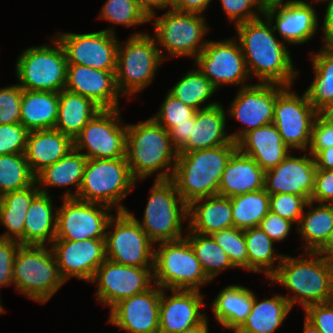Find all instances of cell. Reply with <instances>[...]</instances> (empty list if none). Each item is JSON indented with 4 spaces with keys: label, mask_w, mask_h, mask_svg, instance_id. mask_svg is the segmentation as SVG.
Listing matches in <instances>:
<instances>
[{
    "label": "cell",
    "mask_w": 333,
    "mask_h": 333,
    "mask_svg": "<svg viewBox=\"0 0 333 333\" xmlns=\"http://www.w3.org/2000/svg\"><path fill=\"white\" fill-rule=\"evenodd\" d=\"M208 317L199 325L192 327L190 329H187L183 332L180 333H208L209 332V328H208Z\"/></svg>",
    "instance_id": "obj_65"
},
{
    "label": "cell",
    "mask_w": 333,
    "mask_h": 333,
    "mask_svg": "<svg viewBox=\"0 0 333 333\" xmlns=\"http://www.w3.org/2000/svg\"><path fill=\"white\" fill-rule=\"evenodd\" d=\"M100 110L91 99L63 89L59 93L58 118L54 128L74 140Z\"/></svg>",
    "instance_id": "obj_35"
},
{
    "label": "cell",
    "mask_w": 333,
    "mask_h": 333,
    "mask_svg": "<svg viewBox=\"0 0 333 333\" xmlns=\"http://www.w3.org/2000/svg\"><path fill=\"white\" fill-rule=\"evenodd\" d=\"M211 0H172V8L181 12L202 14L210 5Z\"/></svg>",
    "instance_id": "obj_58"
},
{
    "label": "cell",
    "mask_w": 333,
    "mask_h": 333,
    "mask_svg": "<svg viewBox=\"0 0 333 333\" xmlns=\"http://www.w3.org/2000/svg\"><path fill=\"white\" fill-rule=\"evenodd\" d=\"M177 156L169 132L152 117L127 124L126 160L136 181L159 171L155 180L171 179Z\"/></svg>",
    "instance_id": "obj_3"
},
{
    "label": "cell",
    "mask_w": 333,
    "mask_h": 333,
    "mask_svg": "<svg viewBox=\"0 0 333 333\" xmlns=\"http://www.w3.org/2000/svg\"><path fill=\"white\" fill-rule=\"evenodd\" d=\"M150 33L136 32L117 47L116 84L121 96L133 97L153 82L166 55Z\"/></svg>",
    "instance_id": "obj_5"
},
{
    "label": "cell",
    "mask_w": 333,
    "mask_h": 333,
    "mask_svg": "<svg viewBox=\"0 0 333 333\" xmlns=\"http://www.w3.org/2000/svg\"><path fill=\"white\" fill-rule=\"evenodd\" d=\"M135 2L148 18L156 14L157 9H165L172 6V0H135Z\"/></svg>",
    "instance_id": "obj_60"
},
{
    "label": "cell",
    "mask_w": 333,
    "mask_h": 333,
    "mask_svg": "<svg viewBox=\"0 0 333 333\" xmlns=\"http://www.w3.org/2000/svg\"><path fill=\"white\" fill-rule=\"evenodd\" d=\"M59 93L22 91L20 123L28 130L53 129L58 118Z\"/></svg>",
    "instance_id": "obj_33"
},
{
    "label": "cell",
    "mask_w": 333,
    "mask_h": 333,
    "mask_svg": "<svg viewBox=\"0 0 333 333\" xmlns=\"http://www.w3.org/2000/svg\"><path fill=\"white\" fill-rule=\"evenodd\" d=\"M136 183L126 157L88 159L76 199L104 204L116 212L128 211L120 202Z\"/></svg>",
    "instance_id": "obj_6"
},
{
    "label": "cell",
    "mask_w": 333,
    "mask_h": 333,
    "mask_svg": "<svg viewBox=\"0 0 333 333\" xmlns=\"http://www.w3.org/2000/svg\"><path fill=\"white\" fill-rule=\"evenodd\" d=\"M40 193L36 181L21 190L0 197V224L6 232L0 238L18 241L23 245V232L27 210L32 200Z\"/></svg>",
    "instance_id": "obj_36"
},
{
    "label": "cell",
    "mask_w": 333,
    "mask_h": 333,
    "mask_svg": "<svg viewBox=\"0 0 333 333\" xmlns=\"http://www.w3.org/2000/svg\"><path fill=\"white\" fill-rule=\"evenodd\" d=\"M50 248L65 281L74 276L90 282L96 270L107 259L105 239L54 240Z\"/></svg>",
    "instance_id": "obj_20"
},
{
    "label": "cell",
    "mask_w": 333,
    "mask_h": 333,
    "mask_svg": "<svg viewBox=\"0 0 333 333\" xmlns=\"http://www.w3.org/2000/svg\"><path fill=\"white\" fill-rule=\"evenodd\" d=\"M21 244L18 241L0 238V288L13 284V265Z\"/></svg>",
    "instance_id": "obj_52"
},
{
    "label": "cell",
    "mask_w": 333,
    "mask_h": 333,
    "mask_svg": "<svg viewBox=\"0 0 333 333\" xmlns=\"http://www.w3.org/2000/svg\"><path fill=\"white\" fill-rule=\"evenodd\" d=\"M253 291L242 285L223 288L212 302V312L218 324L234 332L251 312Z\"/></svg>",
    "instance_id": "obj_34"
},
{
    "label": "cell",
    "mask_w": 333,
    "mask_h": 333,
    "mask_svg": "<svg viewBox=\"0 0 333 333\" xmlns=\"http://www.w3.org/2000/svg\"><path fill=\"white\" fill-rule=\"evenodd\" d=\"M265 171L255 160L237 149L227 162L218 195L232 198L264 189Z\"/></svg>",
    "instance_id": "obj_28"
},
{
    "label": "cell",
    "mask_w": 333,
    "mask_h": 333,
    "mask_svg": "<svg viewBox=\"0 0 333 333\" xmlns=\"http://www.w3.org/2000/svg\"><path fill=\"white\" fill-rule=\"evenodd\" d=\"M294 223L271 211L262 219L259 227L274 241L280 242L289 236Z\"/></svg>",
    "instance_id": "obj_55"
},
{
    "label": "cell",
    "mask_w": 333,
    "mask_h": 333,
    "mask_svg": "<svg viewBox=\"0 0 333 333\" xmlns=\"http://www.w3.org/2000/svg\"><path fill=\"white\" fill-rule=\"evenodd\" d=\"M288 154L277 166L265 171L264 189L269 195L289 193L311 199L317 171L315 158Z\"/></svg>",
    "instance_id": "obj_22"
},
{
    "label": "cell",
    "mask_w": 333,
    "mask_h": 333,
    "mask_svg": "<svg viewBox=\"0 0 333 333\" xmlns=\"http://www.w3.org/2000/svg\"><path fill=\"white\" fill-rule=\"evenodd\" d=\"M62 200L63 204L56 211L54 240L105 239L108 221L113 216L111 207L76 198Z\"/></svg>",
    "instance_id": "obj_15"
},
{
    "label": "cell",
    "mask_w": 333,
    "mask_h": 333,
    "mask_svg": "<svg viewBox=\"0 0 333 333\" xmlns=\"http://www.w3.org/2000/svg\"><path fill=\"white\" fill-rule=\"evenodd\" d=\"M333 147V126L323 121L319 116L315 118L308 153L314 156L319 150Z\"/></svg>",
    "instance_id": "obj_54"
},
{
    "label": "cell",
    "mask_w": 333,
    "mask_h": 333,
    "mask_svg": "<svg viewBox=\"0 0 333 333\" xmlns=\"http://www.w3.org/2000/svg\"><path fill=\"white\" fill-rule=\"evenodd\" d=\"M217 244L227 253L235 268L247 269L248 254L244 230L230 227L211 234Z\"/></svg>",
    "instance_id": "obj_46"
},
{
    "label": "cell",
    "mask_w": 333,
    "mask_h": 333,
    "mask_svg": "<svg viewBox=\"0 0 333 333\" xmlns=\"http://www.w3.org/2000/svg\"><path fill=\"white\" fill-rule=\"evenodd\" d=\"M254 294L250 314L233 333H274L292 309L284 295L278 294L259 301Z\"/></svg>",
    "instance_id": "obj_37"
},
{
    "label": "cell",
    "mask_w": 333,
    "mask_h": 333,
    "mask_svg": "<svg viewBox=\"0 0 333 333\" xmlns=\"http://www.w3.org/2000/svg\"><path fill=\"white\" fill-rule=\"evenodd\" d=\"M73 148V140L55 128L33 130L28 133L24 154L30 170L36 176L45 167L63 158Z\"/></svg>",
    "instance_id": "obj_29"
},
{
    "label": "cell",
    "mask_w": 333,
    "mask_h": 333,
    "mask_svg": "<svg viewBox=\"0 0 333 333\" xmlns=\"http://www.w3.org/2000/svg\"><path fill=\"white\" fill-rule=\"evenodd\" d=\"M51 196L40 192L32 200L26 214L23 245L50 246L54 241L57 220V212L54 211L57 209Z\"/></svg>",
    "instance_id": "obj_32"
},
{
    "label": "cell",
    "mask_w": 333,
    "mask_h": 333,
    "mask_svg": "<svg viewBox=\"0 0 333 333\" xmlns=\"http://www.w3.org/2000/svg\"><path fill=\"white\" fill-rule=\"evenodd\" d=\"M51 44L31 46L16 59L15 74L22 89L58 93L65 89L66 55L55 36Z\"/></svg>",
    "instance_id": "obj_10"
},
{
    "label": "cell",
    "mask_w": 333,
    "mask_h": 333,
    "mask_svg": "<svg viewBox=\"0 0 333 333\" xmlns=\"http://www.w3.org/2000/svg\"><path fill=\"white\" fill-rule=\"evenodd\" d=\"M195 123V115L190 117V122L177 123L172 129H170L169 137L174 148L179 151L189 139L192 130V124Z\"/></svg>",
    "instance_id": "obj_57"
},
{
    "label": "cell",
    "mask_w": 333,
    "mask_h": 333,
    "mask_svg": "<svg viewBox=\"0 0 333 333\" xmlns=\"http://www.w3.org/2000/svg\"><path fill=\"white\" fill-rule=\"evenodd\" d=\"M188 222L192 232L204 235L233 227L231 198L214 195L193 200L188 205Z\"/></svg>",
    "instance_id": "obj_30"
},
{
    "label": "cell",
    "mask_w": 333,
    "mask_h": 333,
    "mask_svg": "<svg viewBox=\"0 0 333 333\" xmlns=\"http://www.w3.org/2000/svg\"><path fill=\"white\" fill-rule=\"evenodd\" d=\"M154 248V284L166 290H196L210 283L200 262L184 237L161 242Z\"/></svg>",
    "instance_id": "obj_9"
},
{
    "label": "cell",
    "mask_w": 333,
    "mask_h": 333,
    "mask_svg": "<svg viewBox=\"0 0 333 333\" xmlns=\"http://www.w3.org/2000/svg\"><path fill=\"white\" fill-rule=\"evenodd\" d=\"M263 16L272 24L274 32L282 37V41L290 45L307 43L320 26L316 10L304 0H293L268 8Z\"/></svg>",
    "instance_id": "obj_23"
},
{
    "label": "cell",
    "mask_w": 333,
    "mask_h": 333,
    "mask_svg": "<svg viewBox=\"0 0 333 333\" xmlns=\"http://www.w3.org/2000/svg\"><path fill=\"white\" fill-rule=\"evenodd\" d=\"M65 283L50 247H19L13 265V285L19 293L38 303H46Z\"/></svg>",
    "instance_id": "obj_7"
},
{
    "label": "cell",
    "mask_w": 333,
    "mask_h": 333,
    "mask_svg": "<svg viewBox=\"0 0 333 333\" xmlns=\"http://www.w3.org/2000/svg\"><path fill=\"white\" fill-rule=\"evenodd\" d=\"M305 318L322 333H333V301L312 304L305 309Z\"/></svg>",
    "instance_id": "obj_53"
},
{
    "label": "cell",
    "mask_w": 333,
    "mask_h": 333,
    "mask_svg": "<svg viewBox=\"0 0 333 333\" xmlns=\"http://www.w3.org/2000/svg\"><path fill=\"white\" fill-rule=\"evenodd\" d=\"M166 291H170L171 295L168 296ZM203 299L201 291L162 289L159 333H180L201 324L207 318L200 310L207 305Z\"/></svg>",
    "instance_id": "obj_24"
},
{
    "label": "cell",
    "mask_w": 333,
    "mask_h": 333,
    "mask_svg": "<svg viewBox=\"0 0 333 333\" xmlns=\"http://www.w3.org/2000/svg\"><path fill=\"white\" fill-rule=\"evenodd\" d=\"M236 38L220 41L208 40L203 51L195 58L196 67L218 90L223 85L249 86L245 58Z\"/></svg>",
    "instance_id": "obj_16"
},
{
    "label": "cell",
    "mask_w": 333,
    "mask_h": 333,
    "mask_svg": "<svg viewBox=\"0 0 333 333\" xmlns=\"http://www.w3.org/2000/svg\"><path fill=\"white\" fill-rule=\"evenodd\" d=\"M87 158L75 148L71 149L63 158L45 167L36 176L35 181L41 193L50 194L47 187L75 186V193L71 189L65 191L61 198H76L83 179ZM45 187V188H44Z\"/></svg>",
    "instance_id": "obj_31"
},
{
    "label": "cell",
    "mask_w": 333,
    "mask_h": 333,
    "mask_svg": "<svg viewBox=\"0 0 333 333\" xmlns=\"http://www.w3.org/2000/svg\"><path fill=\"white\" fill-rule=\"evenodd\" d=\"M22 91L19 84L0 88V125L20 123Z\"/></svg>",
    "instance_id": "obj_49"
},
{
    "label": "cell",
    "mask_w": 333,
    "mask_h": 333,
    "mask_svg": "<svg viewBox=\"0 0 333 333\" xmlns=\"http://www.w3.org/2000/svg\"><path fill=\"white\" fill-rule=\"evenodd\" d=\"M311 54L314 79L305 91L309 102L318 111L333 101V44H323Z\"/></svg>",
    "instance_id": "obj_39"
},
{
    "label": "cell",
    "mask_w": 333,
    "mask_h": 333,
    "mask_svg": "<svg viewBox=\"0 0 333 333\" xmlns=\"http://www.w3.org/2000/svg\"><path fill=\"white\" fill-rule=\"evenodd\" d=\"M316 252L333 259V228L331 229L326 242Z\"/></svg>",
    "instance_id": "obj_62"
},
{
    "label": "cell",
    "mask_w": 333,
    "mask_h": 333,
    "mask_svg": "<svg viewBox=\"0 0 333 333\" xmlns=\"http://www.w3.org/2000/svg\"><path fill=\"white\" fill-rule=\"evenodd\" d=\"M293 0H257L258 5L264 11L268 8H273L274 6L284 5Z\"/></svg>",
    "instance_id": "obj_64"
},
{
    "label": "cell",
    "mask_w": 333,
    "mask_h": 333,
    "mask_svg": "<svg viewBox=\"0 0 333 333\" xmlns=\"http://www.w3.org/2000/svg\"><path fill=\"white\" fill-rule=\"evenodd\" d=\"M263 17L235 26L249 76L254 75L260 83L293 86L298 69L286 43L276 37L272 24Z\"/></svg>",
    "instance_id": "obj_1"
},
{
    "label": "cell",
    "mask_w": 333,
    "mask_h": 333,
    "mask_svg": "<svg viewBox=\"0 0 333 333\" xmlns=\"http://www.w3.org/2000/svg\"><path fill=\"white\" fill-rule=\"evenodd\" d=\"M90 282L98 286V303L111 309L120 300L150 289L154 285L153 267L121 265L106 259Z\"/></svg>",
    "instance_id": "obj_17"
},
{
    "label": "cell",
    "mask_w": 333,
    "mask_h": 333,
    "mask_svg": "<svg viewBox=\"0 0 333 333\" xmlns=\"http://www.w3.org/2000/svg\"><path fill=\"white\" fill-rule=\"evenodd\" d=\"M233 227L246 230L259 227L262 219L270 212V195L259 191L231 198Z\"/></svg>",
    "instance_id": "obj_41"
},
{
    "label": "cell",
    "mask_w": 333,
    "mask_h": 333,
    "mask_svg": "<svg viewBox=\"0 0 333 333\" xmlns=\"http://www.w3.org/2000/svg\"><path fill=\"white\" fill-rule=\"evenodd\" d=\"M109 228L112 231H108ZM107 229L105 248L108 260L128 266H154V243L127 211L116 212L109 219Z\"/></svg>",
    "instance_id": "obj_12"
},
{
    "label": "cell",
    "mask_w": 333,
    "mask_h": 333,
    "mask_svg": "<svg viewBox=\"0 0 333 333\" xmlns=\"http://www.w3.org/2000/svg\"><path fill=\"white\" fill-rule=\"evenodd\" d=\"M237 149V143H228L211 149L178 152L171 180L187 205L198 198L218 195L223 171Z\"/></svg>",
    "instance_id": "obj_4"
},
{
    "label": "cell",
    "mask_w": 333,
    "mask_h": 333,
    "mask_svg": "<svg viewBox=\"0 0 333 333\" xmlns=\"http://www.w3.org/2000/svg\"><path fill=\"white\" fill-rule=\"evenodd\" d=\"M319 2H327L322 24V31L324 36L323 44H333V0H320Z\"/></svg>",
    "instance_id": "obj_59"
},
{
    "label": "cell",
    "mask_w": 333,
    "mask_h": 333,
    "mask_svg": "<svg viewBox=\"0 0 333 333\" xmlns=\"http://www.w3.org/2000/svg\"><path fill=\"white\" fill-rule=\"evenodd\" d=\"M314 158L317 170H333V147L319 150Z\"/></svg>",
    "instance_id": "obj_61"
},
{
    "label": "cell",
    "mask_w": 333,
    "mask_h": 333,
    "mask_svg": "<svg viewBox=\"0 0 333 333\" xmlns=\"http://www.w3.org/2000/svg\"><path fill=\"white\" fill-rule=\"evenodd\" d=\"M115 72L68 64L65 89L91 99L101 109L120 108L121 94L117 88Z\"/></svg>",
    "instance_id": "obj_25"
},
{
    "label": "cell",
    "mask_w": 333,
    "mask_h": 333,
    "mask_svg": "<svg viewBox=\"0 0 333 333\" xmlns=\"http://www.w3.org/2000/svg\"><path fill=\"white\" fill-rule=\"evenodd\" d=\"M303 212L297 231L304 240L305 252H316L327 240L333 228V206L327 203H318L309 200Z\"/></svg>",
    "instance_id": "obj_38"
},
{
    "label": "cell",
    "mask_w": 333,
    "mask_h": 333,
    "mask_svg": "<svg viewBox=\"0 0 333 333\" xmlns=\"http://www.w3.org/2000/svg\"><path fill=\"white\" fill-rule=\"evenodd\" d=\"M28 133L21 123L0 125V155L25 153Z\"/></svg>",
    "instance_id": "obj_50"
},
{
    "label": "cell",
    "mask_w": 333,
    "mask_h": 333,
    "mask_svg": "<svg viewBox=\"0 0 333 333\" xmlns=\"http://www.w3.org/2000/svg\"><path fill=\"white\" fill-rule=\"evenodd\" d=\"M161 290L154 284L147 291L120 300L110 309V325L127 333H159Z\"/></svg>",
    "instance_id": "obj_21"
},
{
    "label": "cell",
    "mask_w": 333,
    "mask_h": 333,
    "mask_svg": "<svg viewBox=\"0 0 333 333\" xmlns=\"http://www.w3.org/2000/svg\"><path fill=\"white\" fill-rule=\"evenodd\" d=\"M122 121L119 108L100 110L73 140L74 148L87 150L81 152L87 159L126 157L127 125Z\"/></svg>",
    "instance_id": "obj_13"
},
{
    "label": "cell",
    "mask_w": 333,
    "mask_h": 333,
    "mask_svg": "<svg viewBox=\"0 0 333 333\" xmlns=\"http://www.w3.org/2000/svg\"><path fill=\"white\" fill-rule=\"evenodd\" d=\"M308 201L306 197L289 193L270 195V211L290 220L297 226Z\"/></svg>",
    "instance_id": "obj_48"
},
{
    "label": "cell",
    "mask_w": 333,
    "mask_h": 333,
    "mask_svg": "<svg viewBox=\"0 0 333 333\" xmlns=\"http://www.w3.org/2000/svg\"><path fill=\"white\" fill-rule=\"evenodd\" d=\"M114 31V26H110L97 32L84 34L57 32L54 36L61 43L68 64L116 71L119 40Z\"/></svg>",
    "instance_id": "obj_18"
},
{
    "label": "cell",
    "mask_w": 333,
    "mask_h": 333,
    "mask_svg": "<svg viewBox=\"0 0 333 333\" xmlns=\"http://www.w3.org/2000/svg\"><path fill=\"white\" fill-rule=\"evenodd\" d=\"M216 88L199 69L188 71L175 85L167 91L174 98L196 110L211 107L218 102H210L203 106L216 92Z\"/></svg>",
    "instance_id": "obj_43"
},
{
    "label": "cell",
    "mask_w": 333,
    "mask_h": 333,
    "mask_svg": "<svg viewBox=\"0 0 333 333\" xmlns=\"http://www.w3.org/2000/svg\"><path fill=\"white\" fill-rule=\"evenodd\" d=\"M226 110L218 103L197 110L188 142L178 152H192L236 143L226 131Z\"/></svg>",
    "instance_id": "obj_27"
},
{
    "label": "cell",
    "mask_w": 333,
    "mask_h": 333,
    "mask_svg": "<svg viewBox=\"0 0 333 333\" xmlns=\"http://www.w3.org/2000/svg\"><path fill=\"white\" fill-rule=\"evenodd\" d=\"M1 296H0V315L2 314V313H4L5 311L3 310L4 308L2 307V305H1Z\"/></svg>",
    "instance_id": "obj_67"
},
{
    "label": "cell",
    "mask_w": 333,
    "mask_h": 333,
    "mask_svg": "<svg viewBox=\"0 0 333 333\" xmlns=\"http://www.w3.org/2000/svg\"><path fill=\"white\" fill-rule=\"evenodd\" d=\"M249 272H264L269 279L278 269L284 254L277 253L274 241L260 228L244 230ZM278 260V261H277ZM277 266H273L276 265Z\"/></svg>",
    "instance_id": "obj_40"
},
{
    "label": "cell",
    "mask_w": 333,
    "mask_h": 333,
    "mask_svg": "<svg viewBox=\"0 0 333 333\" xmlns=\"http://www.w3.org/2000/svg\"><path fill=\"white\" fill-rule=\"evenodd\" d=\"M304 333H322L304 317Z\"/></svg>",
    "instance_id": "obj_66"
},
{
    "label": "cell",
    "mask_w": 333,
    "mask_h": 333,
    "mask_svg": "<svg viewBox=\"0 0 333 333\" xmlns=\"http://www.w3.org/2000/svg\"><path fill=\"white\" fill-rule=\"evenodd\" d=\"M35 182L25 154L0 155V197L24 189Z\"/></svg>",
    "instance_id": "obj_44"
},
{
    "label": "cell",
    "mask_w": 333,
    "mask_h": 333,
    "mask_svg": "<svg viewBox=\"0 0 333 333\" xmlns=\"http://www.w3.org/2000/svg\"><path fill=\"white\" fill-rule=\"evenodd\" d=\"M301 256L284 255L269 280L293 293L294 296H284L292 308L296 303L305 309L312 304L333 301V259L310 251Z\"/></svg>",
    "instance_id": "obj_2"
},
{
    "label": "cell",
    "mask_w": 333,
    "mask_h": 333,
    "mask_svg": "<svg viewBox=\"0 0 333 333\" xmlns=\"http://www.w3.org/2000/svg\"><path fill=\"white\" fill-rule=\"evenodd\" d=\"M314 203L333 202V170H317L315 174L314 189L311 196Z\"/></svg>",
    "instance_id": "obj_56"
},
{
    "label": "cell",
    "mask_w": 333,
    "mask_h": 333,
    "mask_svg": "<svg viewBox=\"0 0 333 333\" xmlns=\"http://www.w3.org/2000/svg\"><path fill=\"white\" fill-rule=\"evenodd\" d=\"M142 221L127 211L156 245L184 238L183 227L188 220V205L182 200L171 179L155 180Z\"/></svg>",
    "instance_id": "obj_8"
},
{
    "label": "cell",
    "mask_w": 333,
    "mask_h": 333,
    "mask_svg": "<svg viewBox=\"0 0 333 333\" xmlns=\"http://www.w3.org/2000/svg\"><path fill=\"white\" fill-rule=\"evenodd\" d=\"M291 89L292 86H286L277 95L273 124L290 149L307 151L318 111L311 105L305 92L300 96Z\"/></svg>",
    "instance_id": "obj_14"
},
{
    "label": "cell",
    "mask_w": 333,
    "mask_h": 333,
    "mask_svg": "<svg viewBox=\"0 0 333 333\" xmlns=\"http://www.w3.org/2000/svg\"><path fill=\"white\" fill-rule=\"evenodd\" d=\"M318 116L333 126V101L323 106L320 110H318Z\"/></svg>",
    "instance_id": "obj_63"
},
{
    "label": "cell",
    "mask_w": 333,
    "mask_h": 333,
    "mask_svg": "<svg viewBox=\"0 0 333 333\" xmlns=\"http://www.w3.org/2000/svg\"><path fill=\"white\" fill-rule=\"evenodd\" d=\"M186 239L190 243L196 258L201 264L206 276L212 281L221 271L235 268L227 253L217 244L211 235L192 232L189 228Z\"/></svg>",
    "instance_id": "obj_42"
},
{
    "label": "cell",
    "mask_w": 333,
    "mask_h": 333,
    "mask_svg": "<svg viewBox=\"0 0 333 333\" xmlns=\"http://www.w3.org/2000/svg\"><path fill=\"white\" fill-rule=\"evenodd\" d=\"M237 145L243 154L252 157L264 171L277 166L292 153L273 123L250 130Z\"/></svg>",
    "instance_id": "obj_26"
},
{
    "label": "cell",
    "mask_w": 333,
    "mask_h": 333,
    "mask_svg": "<svg viewBox=\"0 0 333 333\" xmlns=\"http://www.w3.org/2000/svg\"><path fill=\"white\" fill-rule=\"evenodd\" d=\"M228 21L236 26L240 23L263 17L264 11L257 0H220Z\"/></svg>",
    "instance_id": "obj_51"
},
{
    "label": "cell",
    "mask_w": 333,
    "mask_h": 333,
    "mask_svg": "<svg viewBox=\"0 0 333 333\" xmlns=\"http://www.w3.org/2000/svg\"><path fill=\"white\" fill-rule=\"evenodd\" d=\"M157 18L156 14L149 18L153 22L156 44L164 47L168 57H192L193 60L203 51L208 40L203 37L210 30L203 14L181 12L167 8ZM204 39V40H203Z\"/></svg>",
    "instance_id": "obj_11"
},
{
    "label": "cell",
    "mask_w": 333,
    "mask_h": 333,
    "mask_svg": "<svg viewBox=\"0 0 333 333\" xmlns=\"http://www.w3.org/2000/svg\"><path fill=\"white\" fill-rule=\"evenodd\" d=\"M285 87L280 84L260 82L239 87L229 110L226 111L244 125L238 132L230 133L234 142L237 143L250 130L273 123L276 97Z\"/></svg>",
    "instance_id": "obj_19"
},
{
    "label": "cell",
    "mask_w": 333,
    "mask_h": 333,
    "mask_svg": "<svg viewBox=\"0 0 333 333\" xmlns=\"http://www.w3.org/2000/svg\"><path fill=\"white\" fill-rule=\"evenodd\" d=\"M99 18L124 27H134L149 22V18L135 0H107L101 9Z\"/></svg>",
    "instance_id": "obj_45"
},
{
    "label": "cell",
    "mask_w": 333,
    "mask_h": 333,
    "mask_svg": "<svg viewBox=\"0 0 333 333\" xmlns=\"http://www.w3.org/2000/svg\"><path fill=\"white\" fill-rule=\"evenodd\" d=\"M159 108V111L152 118L167 131L177 123L190 122V117H193L197 111L169 93H167Z\"/></svg>",
    "instance_id": "obj_47"
}]
</instances>
